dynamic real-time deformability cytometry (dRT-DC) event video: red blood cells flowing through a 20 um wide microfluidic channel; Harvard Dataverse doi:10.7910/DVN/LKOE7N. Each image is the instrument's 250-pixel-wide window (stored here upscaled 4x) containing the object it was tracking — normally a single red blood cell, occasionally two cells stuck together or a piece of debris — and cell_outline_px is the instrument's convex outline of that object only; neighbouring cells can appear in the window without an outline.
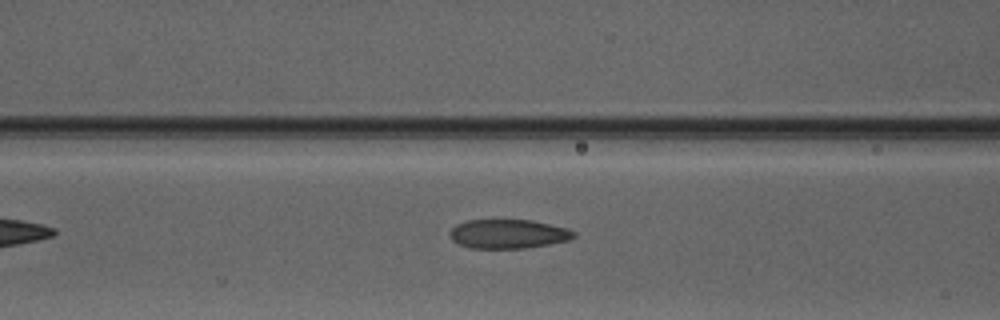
{"species": "Egyptian fruit bat (a non-hibernating species)", "species_latin": "Rousettus aegyptiacus", "temperature_condition": "warm", "stored_images_in_passage": 4, "camera_frame_rate_fps": 3000, "um_per_image_px": 0.085, "animal": {"sex": "male"}, "frame": {"image": 1, "passage_image": 3, "time_ms": 2.667, "image_size_px": [1000, 320], "cell_outline_px": [[576, 236], [568, 240], [548, 244], [524, 248], [468, 248], [452, 240], [448, 232], [456, 224], [468, 220], [532, 220], [568, 228], [576, 232]], "centroid_in_image_um": [43.19, 19.88], "position_along_channel_um": 123.4, "area_um2": 21.04}}